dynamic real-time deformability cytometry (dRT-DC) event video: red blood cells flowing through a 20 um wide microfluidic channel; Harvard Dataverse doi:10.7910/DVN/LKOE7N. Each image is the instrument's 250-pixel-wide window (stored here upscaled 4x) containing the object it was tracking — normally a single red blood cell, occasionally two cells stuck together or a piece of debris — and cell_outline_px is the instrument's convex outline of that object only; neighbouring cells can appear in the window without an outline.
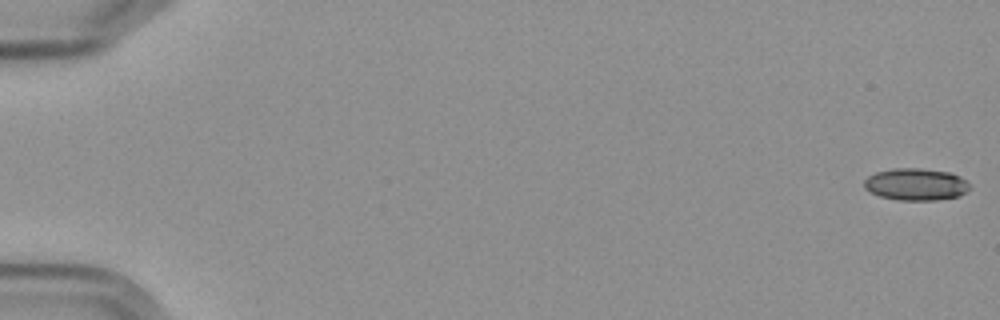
{"species": "Egyptian fruit bat (a non-hibernating species)", "species_latin": "Rousettus aegyptiacus", "temperature_condition": "cold", "stored_images_in_passage": 6, "segment_of_instrument_passage": [1, 2], "camera_frame_rate_fps": 3000, "um_per_image_px": 0.085, "frame": {"image": 1, "passage_image": 1, "time_ms": 0.0, "image_size_px": [1000, 320], "cell_outline_px": [[968, 188], [960, 196], [936, 200], [896, 200], [880, 196], [864, 188], [864, 180], [868, 176], [876, 172], [892, 168], [920, 168], [948, 172], [960, 176], [968, 184]], "centroid_in_image_um": [77.81, 15.67], "position_along_channel_um": 7.2, "area_um2": 19.59}}
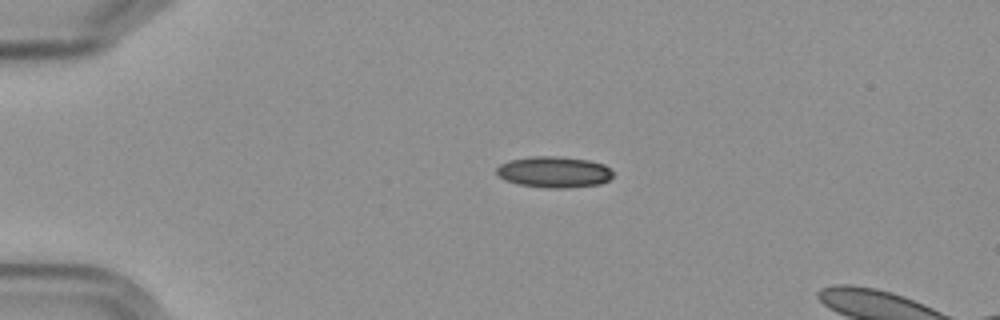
{"frame": {"image": 2, "passage_image": 4, "time_ms": 4.333, "image_size_px": [1000, 320], "cell_outline_px": [[612, 176], [608, 180], [600, 184], [568, 188], [548, 188], [520, 184], [504, 180], [496, 172], [496, 168], [500, 164], [508, 160], [532, 156], [556, 156], [588, 160], [604, 164], [612, 172]], "centroid_in_image_um": [47.07, 14.62], "position_along_channel_um": 37.9, "area_um2": 21.1}}